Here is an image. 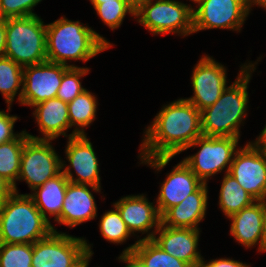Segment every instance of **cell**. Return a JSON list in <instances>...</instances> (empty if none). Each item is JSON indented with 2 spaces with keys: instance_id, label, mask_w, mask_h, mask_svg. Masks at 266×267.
Returning <instances> with one entry per match:
<instances>
[{
  "instance_id": "ab89813d",
  "label": "cell",
  "mask_w": 266,
  "mask_h": 267,
  "mask_svg": "<svg viewBox=\"0 0 266 267\" xmlns=\"http://www.w3.org/2000/svg\"><path fill=\"white\" fill-rule=\"evenodd\" d=\"M132 6L135 8L142 2H145L146 0H127Z\"/></svg>"
},
{
  "instance_id": "603a6c76",
  "label": "cell",
  "mask_w": 266,
  "mask_h": 267,
  "mask_svg": "<svg viewBox=\"0 0 266 267\" xmlns=\"http://www.w3.org/2000/svg\"><path fill=\"white\" fill-rule=\"evenodd\" d=\"M122 253H132L143 267H191L188 263L165 252L152 239H137Z\"/></svg>"
},
{
  "instance_id": "484cf974",
  "label": "cell",
  "mask_w": 266,
  "mask_h": 267,
  "mask_svg": "<svg viewBox=\"0 0 266 267\" xmlns=\"http://www.w3.org/2000/svg\"><path fill=\"white\" fill-rule=\"evenodd\" d=\"M221 183L218 205L227 218L256 201L229 173L224 174Z\"/></svg>"
},
{
  "instance_id": "ac0fdd59",
  "label": "cell",
  "mask_w": 266,
  "mask_h": 267,
  "mask_svg": "<svg viewBox=\"0 0 266 267\" xmlns=\"http://www.w3.org/2000/svg\"><path fill=\"white\" fill-rule=\"evenodd\" d=\"M89 187L92 192L101 193L102 188L68 182L61 214L55 222L73 228L97 217V205Z\"/></svg>"
},
{
  "instance_id": "cb8c5ba5",
  "label": "cell",
  "mask_w": 266,
  "mask_h": 267,
  "mask_svg": "<svg viewBox=\"0 0 266 267\" xmlns=\"http://www.w3.org/2000/svg\"><path fill=\"white\" fill-rule=\"evenodd\" d=\"M98 101L97 97L87 89L79 94L75 99L68 103V113L71 129L74 126L71 135H87L85 129L92 125L96 119Z\"/></svg>"
},
{
  "instance_id": "836d02e7",
  "label": "cell",
  "mask_w": 266,
  "mask_h": 267,
  "mask_svg": "<svg viewBox=\"0 0 266 267\" xmlns=\"http://www.w3.org/2000/svg\"><path fill=\"white\" fill-rule=\"evenodd\" d=\"M200 267H251L249 264L230 258H216L207 262L202 259Z\"/></svg>"
},
{
  "instance_id": "7c38bea8",
  "label": "cell",
  "mask_w": 266,
  "mask_h": 267,
  "mask_svg": "<svg viewBox=\"0 0 266 267\" xmlns=\"http://www.w3.org/2000/svg\"><path fill=\"white\" fill-rule=\"evenodd\" d=\"M69 66L45 61L23 68V90L19 104L32 107L56 98L64 72Z\"/></svg>"
},
{
  "instance_id": "9c48e42d",
  "label": "cell",
  "mask_w": 266,
  "mask_h": 267,
  "mask_svg": "<svg viewBox=\"0 0 266 267\" xmlns=\"http://www.w3.org/2000/svg\"><path fill=\"white\" fill-rule=\"evenodd\" d=\"M51 144L52 140L32 138L24 144L17 181H25L31 191L62 171L61 157Z\"/></svg>"
},
{
  "instance_id": "4dcf8cb0",
  "label": "cell",
  "mask_w": 266,
  "mask_h": 267,
  "mask_svg": "<svg viewBox=\"0 0 266 267\" xmlns=\"http://www.w3.org/2000/svg\"><path fill=\"white\" fill-rule=\"evenodd\" d=\"M90 68L69 67L63 74L61 85L58 89L56 98L63 102L70 103L79 94L86 90L80 82L81 78L89 74Z\"/></svg>"
},
{
  "instance_id": "2e32d148",
  "label": "cell",
  "mask_w": 266,
  "mask_h": 267,
  "mask_svg": "<svg viewBox=\"0 0 266 267\" xmlns=\"http://www.w3.org/2000/svg\"><path fill=\"white\" fill-rule=\"evenodd\" d=\"M200 232V229L172 228L160 224L152 240L165 252L191 267H200L203 259L198 251Z\"/></svg>"
},
{
  "instance_id": "d590c367",
  "label": "cell",
  "mask_w": 266,
  "mask_h": 267,
  "mask_svg": "<svg viewBox=\"0 0 266 267\" xmlns=\"http://www.w3.org/2000/svg\"><path fill=\"white\" fill-rule=\"evenodd\" d=\"M118 259L120 262L126 263L124 267H143L140 261L132 253H121Z\"/></svg>"
},
{
  "instance_id": "7a4b0ae2",
  "label": "cell",
  "mask_w": 266,
  "mask_h": 267,
  "mask_svg": "<svg viewBox=\"0 0 266 267\" xmlns=\"http://www.w3.org/2000/svg\"><path fill=\"white\" fill-rule=\"evenodd\" d=\"M257 61L241 65L233 84H230L219 99L201 112V129L204 136L232 137L240 139V125L247 117L248 85Z\"/></svg>"
},
{
  "instance_id": "277c9868",
  "label": "cell",
  "mask_w": 266,
  "mask_h": 267,
  "mask_svg": "<svg viewBox=\"0 0 266 267\" xmlns=\"http://www.w3.org/2000/svg\"><path fill=\"white\" fill-rule=\"evenodd\" d=\"M53 231L28 194L13 192L0 206V243L34 244Z\"/></svg>"
},
{
  "instance_id": "ffe728a7",
  "label": "cell",
  "mask_w": 266,
  "mask_h": 267,
  "mask_svg": "<svg viewBox=\"0 0 266 267\" xmlns=\"http://www.w3.org/2000/svg\"><path fill=\"white\" fill-rule=\"evenodd\" d=\"M33 108L35 110L32 112V115L39 127V132L43 136H33L27 132L29 138L53 141L61 135L67 138L72 137L71 134H66L67 130L71 128L68 103L63 102L61 99L53 98L38 103Z\"/></svg>"
},
{
  "instance_id": "f546056e",
  "label": "cell",
  "mask_w": 266,
  "mask_h": 267,
  "mask_svg": "<svg viewBox=\"0 0 266 267\" xmlns=\"http://www.w3.org/2000/svg\"><path fill=\"white\" fill-rule=\"evenodd\" d=\"M33 244L0 243V267H32Z\"/></svg>"
},
{
  "instance_id": "44dd1931",
  "label": "cell",
  "mask_w": 266,
  "mask_h": 267,
  "mask_svg": "<svg viewBox=\"0 0 266 267\" xmlns=\"http://www.w3.org/2000/svg\"><path fill=\"white\" fill-rule=\"evenodd\" d=\"M204 183L196 192L188 195L178 205L161 215V224L172 228L200 229L208 208V188Z\"/></svg>"
},
{
  "instance_id": "4fadbf2b",
  "label": "cell",
  "mask_w": 266,
  "mask_h": 267,
  "mask_svg": "<svg viewBox=\"0 0 266 267\" xmlns=\"http://www.w3.org/2000/svg\"><path fill=\"white\" fill-rule=\"evenodd\" d=\"M191 84L193 96L184 98L199 111L213 105L228 87L227 70L209 55H203L194 66Z\"/></svg>"
},
{
  "instance_id": "6da1fadb",
  "label": "cell",
  "mask_w": 266,
  "mask_h": 267,
  "mask_svg": "<svg viewBox=\"0 0 266 267\" xmlns=\"http://www.w3.org/2000/svg\"><path fill=\"white\" fill-rule=\"evenodd\" d=\"M139 160L161 171L202 134L201 112L184 98L163 105L144 130Z\"/></svg>"
},
{
  "instance_id": "9a60e30c",
  "label": "cell",
  "mask_w": 266,
  "mask_h": 267,
  "mask_svg": "<svg viewBox=\"0 0 266 267\" xmlns=\"http://www.w3.org/2000/svg\"><path fill=\"white\" fill-rule=\"evenodd\" d=\"M154 203L150 202L146 195L138 194L124 196L113 205L120 212L121 218L131 234L136 236L135 233H142V235L146 233L147 235L141 240H148L153 239L161 224V215Z\"/></svg>"
},
{
  "instance_id": "4316f807",
  "label": "cell",
  "mask_w": 266,
  "mask_h": 267,
  "mask_svg": "<svg viewBox=\"0 0 266 267\" xmlns=\"http://www.w3.org/2000/svg\"><path fill=\"white\" fill-rule=\"evenodd\" d=\"M22 90L23 67L6 56H0V93L7 103L8 111H11L16 94H18L17 101H21Z\"/></svg>"
},
{
  "instance_id": "5bb4252c",
  "label": "cell",
  "mask_w": 266,
  "mask_h": 267,
  "mask_svg": "<svg viewBox=\"0 0 266 267\" xmlns=\"http://www.w3.org/2000/svg\"><path fill=\"white\" fill-rule=\"evenodd\" d=\"M65 156L62 160V172L69 182L75 184L91 185L101 188L99 163L90 139L86 135H77L67 138ZM74 169L76 173L71 172Z\"/></svg>"
},
{
  "instance_id": "7402d4cb",
  "label": "cell",
  "mask_w": 266,
  "mask_h": 267,
  "mask_svg": "<svg viewBox=\"0 0 266 267\" xmlns=\"http://www.w3.org/2000/svg\"><path fill=\"white\" fill-rule=\"evenodd\" d=\"M68 182V179L61 171L40 187L35 188L31 194L28 193L38 210L49 222L50 217L54 216L53 219L55 221L61 214Z\"/></svg>"
},
{
  "instance_id": "52a82bcc",
  "label": "cell",
  "mask_w": 266,
  "mask_h": 267,
  "mask_svg": "<svg viewBox=\"0 0 266 267\" xmlns=\"http://www.w3.org/2000/svg\"><path fill=\"white\" fill-rule=\"evenodd\" d=\"M139 24L153 35L193 34V7L176 0H146L135 8Z\"/></svg>"
},
{
  "instance_id": "e0dca14e",
  "label": "cell",
  "mask_w": 266,
  "mask_h": 267,
  "mask_svg": "<svg viewBox=\"0 0 266 267\" xmlns=\"http://www.w3.org/2000/svg\"><path fill=\"white\" fill-rule=\"evenodd\" d=\"M231 220L230 235L241 246L251 249L258 245V251L266 252L264 200L255 201L229 217Z\"/></svg>"
},
{
  "instance_id": "ba28073f",
  "label": "cell",
  "mask_w": 266,
  "mask_h": 267,
  "mask_svg": "<svg viewBox=\"0 0 266 267\" xmlns=\"http://www.w3.org/2000/svg\"><path fill=\"white\" fill-rule=\"evenodd\" d=\"M238 144L239 138L201 135L185 150L197 146L200 149L182 161L203 183H207L211 176L229 172Z\"/></svg>"
},
{
  "instance_id": "8992f818",
  "label": "cell",
  "mask_w": 266,
  "mask_h": 267,
  "mask_svg": "<svg viewBox=\"0 0 266 267\" xmlns=\"http://www.w3.org/2000/svg\"><path fill=\"white\" fill-rule=\"evenodd\" d=\"M85 238L52 232L33 244L32 267H89L94 254Z\"/></svg>"
},
{
  "instance_id": "f1b7e54d",
  "label": "cell",
  "mask_w": 266,
  "mask_h": 267,
  "mask_svg": "<svg viewBox=\"0 0 266 267\" xmlns=\"http://www.w3.org/2000/svg\"><path fill=\"white\" fill-rule=\"evenodd\" d=\"M92 5L102 22L113 31L121 26L127 13L135 17V7L127 0H114Z\"/></svg>"
},
{
  "instance_id": "8d00e7d4",
  "label": "cell",
  "mask_w": 266,
  "mask_h": 267,
  "mask_svg": "<svg viewBox=\"0 0 266 267\" xmlns=\"http://www.w3.org/2000/svg\"><path fill=\"white\" fill-rule=\"evenodd\" d=\"M6 48L5 19L0 23V56H4Z\"/></svg>"
},
{
  "instance_id": "b9f144b4",
  "label": "cell",
  "mask_w": 266,
  "mask_h": 267,
  "mask_svg": "<svg viewBox=\"0 0 266 267\" xmlns=\"http://www.w3.org/2000/svg\"><path fill=\"white\" fill-rule=\"evenodd\" d=\"M92 4H100L104 2L114 1V0H89Z\"/></svg>"
},
{
  "instance_id": "d6a6232c",
  "label": "cell",
  "mask_w": 266,
  "mask_h": 267,
  "mask_svg": "<svg viewBox=\"0 0 266 267\" xmlns=\"http://www.w3.org/2000/svg\"><path fill=\"white\" fill-rule=\"evenodd\" d=\"M19 117L16 115H10L4 110H0V144L7 143L11 140L16 139L20 134L14 133V124Z\"/></svg>"
},
{
  "instance_id": "1f68e13d",
  "label": "cell",
  "mask_w": 266,
  "mask_h": 267,
  "mask_svg": "<svg viewBox=\"0 0 266 267\" xmlns=\"http://www.w3.org/2000/svg\"><path fill=\"white\" fill-rule=\"evenodd\" d=\"M42 0H0V14L3 19L22 18L37 15L33 8Z\"/></svg>"
},
{
  "instance_id": "74e56055",
  "label": "cell",
  "mask_w": 266,
  "mask_h": 267,
  "mask_svg": "<svg viewBox=\"0 0 266 267\" xmlns=\"http://www.w3.org/2000/svg\"><path fill=\"white\" fill-rule=\"evenodd\" d=\"M258 5L264 10H266V0H247V7L249 12H251L253 6Z\"/></svg>"
},
{
  "instance_id": "e575fe53",
  "label": "cell",
  "mask_w": 266,
  "mask_h": 267,
  "mask_svg": "<svg viewBox=\"0 0 266 267\" xmlns=\"http://www.w3.org/2000/svg\"><path fill=\"white\" fill-rule=\"evenodd\" d=\"M13 192V187L3 177L0 176V206Z\"/></svg>"
},
{
  "instance_id": "83f0119b",
  "label": "cell",
  "mask_w": 266,
  "mask_h": 267,
  "mask_svg": "<svg viewBox=\"0 0 266 267\" xmlns=\"http://www.w3.org/2000/svg\"><path fill=\"white\" fill-rule=\"evenodd\" d=\"M99 232H101L104 240L113 244H122L131 237V232L128 230L125 222L121 218L118 209L113 205V210H108L100 218Z\"/></svg>"
},
{
  "instance_id": "3957f363",
  "label": "cell",
  "mask_w": 266,
  "mask_h": 267,
  "mask_svg": "<svg viewBox=\"0 0 266 267\" xmlns=\"http://www.w3.org/2000/svg\"><path fill=\"white\" fill-rule=\"evenodd\" d=\"M113 45L79 20L72 21L62 16L46 24L47 61L49 62L77 67L68 62L72 60L87 62Z\"/></svg>"
},
{
  "instance_id": "d6986e66",
  "label": "cell",
  "mask_w": 266,
  "mask_h": 267,
  "mask_svg": "<svg viewBox=\"0 0 266 267\" xmlns=\"http://www.w3.org/2000/svg\"><path fill=\"white\" fill-rule=\"evenodd\" d=\"M166 176L155 201L160 215L181 203L204 184L182 160Z\"/></svg>"
},
{
  "instance_id": "d4e9b609",
  "label": "cell",
  "mask_w": 266,
  "mask_h": 267,
  "mask_svg": "<svg viewBox=\"0 0 266 267\" xmlns=\"http://www.w3.org/2000/svg\"><path fill=\"white\" fill-rule=\"evenodd\" d=\"M29 139L26 130L14 140L0 144V176L3 177L12 187L14 192H19L16 181L19 177L20 162L23 147Z\"/></svg>"
},
{
  "instance_id": "8fae6325",
  "label": "cell",
  "mask_w": 266,
  "mask_h": 267,
  "mask_svg": "<svg viewBox=\"0 0 266 267\" xmlns=\"http://www.w3.org/2000/svg\"><path fill=\"white\" fill-rule=\"evenodd\" d=\"M193 33L209 29L240 32L250 14L247 0H195Z\"/></svg>"
},
{
  "instance_id": "5b68a950",
  "label": "cell",
  "mask_w": 266,
  "mask_h": 267,
  "mask_svg": "<svg viewBox=\"0 0 266 267\" xmlns=\"http://www.w3.org/2000/svg\"><path fill=\"white\" fill-rule=\"evenodd\" d=\"M38 15L5 19L4 56L21 67L47 61L46 24Z\"/></svg>"
},
{
  "instance_id": "f35d334b",
  "label": "cell",
  "mask_w": 266,
  "mask_h": 267,
  "mask_svg": "<svg viewBox=\"0 0 266 267\" xmlns=\"http://www.w3.org/2000/svg\"><path fill=\"white\" fill-rule=\"evenodd\" d=\"M266 151V124L260 135L256 138Z\"/></svg>"
},
{
  "instance_id": "30bf717a",
  "label": "cell",
  "mask_w": 266,
  "mask_h": 267,
  "mask_svg": "<svg viewBox=\"0 0 266 267\" xmlns=\"http://www.w3.org/2000/svg\"><path fill=\"white\" fill-rule=\"evenodd\" d=\"M228 173L256 201L266 199V151L257 139L238 148Z\"/></svg>"
},
{
  "instance_id": "7bdbcfd3",
  "label": "cell",
  "mask_w": 266,
  "mask_h": 267,
  "mask_svg": "<svg viewBox=\"0 0 266 267\" xmlns=\"http://www.w3.org/2000/svg\"><path fill=\"white\" fill-rule=\"evenodd\" d=\"M4 19L2 18L1 14H0V23L3 21Z\"/></svg>"
},
{
  "instance_id": "60d3db41",
  "label": "cell",
  "mask_w": 266,
  "mask_h": 267,
  "mask_svg": "<svg viewBox=\"0 0 266 267\" xmlns=\"http://www.w3.org/2000/svg\"><path fill=\"white\" fill-rule=\"evenodd\" d=\"M264 224H265V242H266V199L264 200Z\"/></svg>"
}]
</instances>
